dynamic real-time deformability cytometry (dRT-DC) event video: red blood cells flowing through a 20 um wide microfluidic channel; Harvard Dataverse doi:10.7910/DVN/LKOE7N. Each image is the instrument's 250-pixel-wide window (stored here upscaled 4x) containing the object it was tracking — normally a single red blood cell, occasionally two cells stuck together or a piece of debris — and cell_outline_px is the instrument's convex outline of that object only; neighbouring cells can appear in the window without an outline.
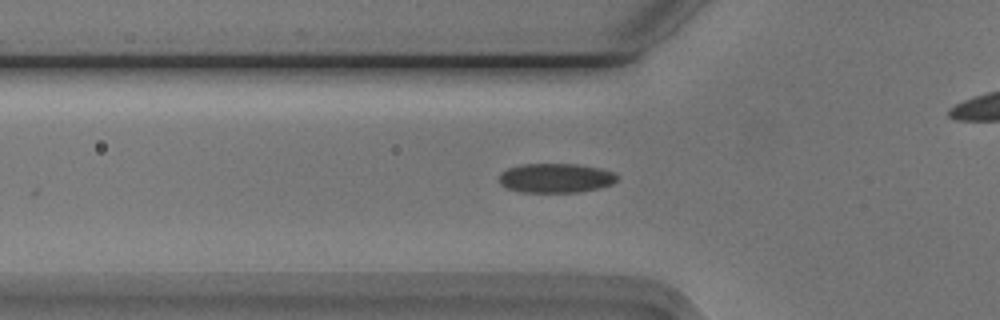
{"species": "Egyptian fruit bat (a non-hibernating species)", "species_latin": "Rousettus aegyptiacus", "temperature_condition": "cold", "stored_images_in_passage": 17, "camera_frame_rate_fps": 3000, "um_per_image_px": 0.085, "animal": {"sex": "male"}, "frame": {"image": 1, "passage_image": 3, "time_ms": 0.667, "image_size_px": [1000, 320], "cell_outline_px": [[616, 180], [612, 184], [600, 188], [580, 192], [520, 192], [504, 188], [500, 184], [500, 172], [508, 168], [524, 164], [576, 164], [600, 168], [612, 172], [616, 176]], "centroid_in_image_um": [47.2, 15.14], "position_along_channel_um": 78.6, "area_um2": 20.23}}
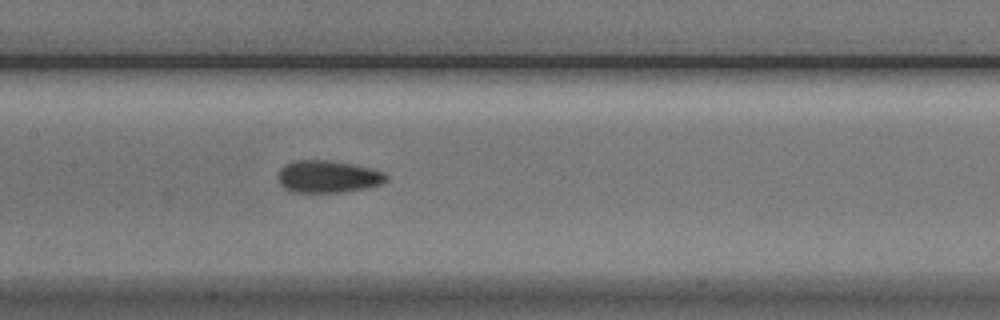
{"frame": {"image": 2, "passage_image": 11, "time_ms": 3.333, "image_size_px": [1000, 320], "cell_outline_px": [[388, 180], [380, 184], [364, 188], [340, 192], [292, 192], [284, 188], [276, 180], [276, 176], [280, 168], [284, 164], [296, 160], [328, 160], [352, 164], [384, 172], [388, 176]], "centroid_in_image_um": [27.8, 15.01], "position_along_channel_um": 179.6, "area_um2": 20.4}}
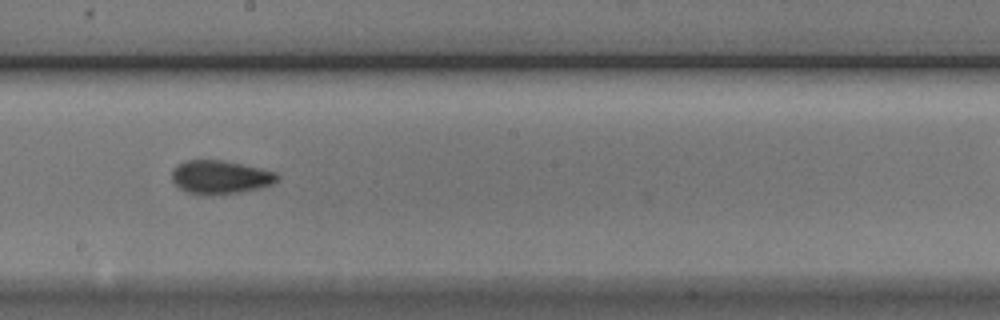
{"frame": {"image": 3, "passage_image": 15, "time_ms": 4.667, "image_size_px": [1000, 320], "cell_outline_px": [[280, 180], [272, 184], [260, 188], [240, 192], [212, 196], [200, 196], [188, 192], [180, 188], [172, 180], [172, 168], [176, 164], [184, 160], [224, 160], [260, 168], [276, 172], [280, 176]], "centroid_in_image_um": [18.72, 15.06], "position_along_channel_um": 229.5, "area_um2": 21.04}}